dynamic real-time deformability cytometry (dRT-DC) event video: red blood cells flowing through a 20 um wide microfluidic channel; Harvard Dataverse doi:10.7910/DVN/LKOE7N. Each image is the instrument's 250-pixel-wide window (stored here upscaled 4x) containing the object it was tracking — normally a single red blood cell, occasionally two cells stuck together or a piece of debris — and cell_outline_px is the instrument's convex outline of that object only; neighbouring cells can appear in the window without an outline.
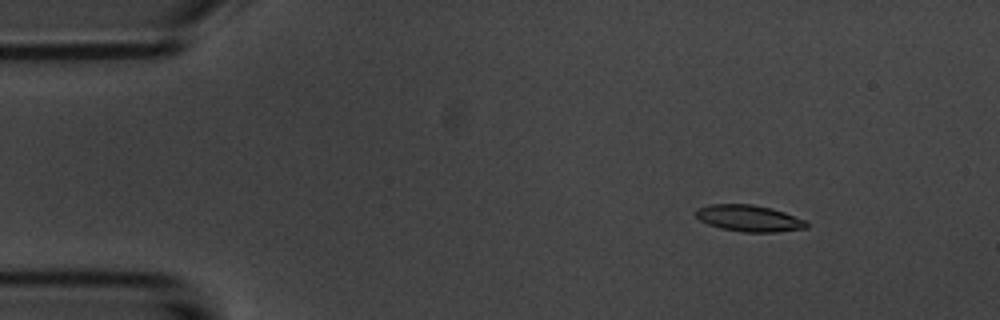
{"species": "common noctule bat (a hibernating species)", "species_latin": "Nyctalus noctula", "temperature_condition": "room temperature", "stored_images_in_passage": 6, "camera_frame_rate_fps": 3000, "um_per_image_px": 0.085, "animal": {"sex": "male", "body_mass_g": 20.1, "forearm_length_mm": 53.5}, "frame": {"image": 1, "passage_image": 2, "time_ms": 1.0, "image_size_px": [1000, 320], "cell_outline_px": [[808, 228], [776, 232], [744, 232], [720, 228], [708, 224], [700, 220], [692, 212], [696, 208], [708, 204], [752, 204], [772, 208], [784, 212], [804, 220], [808, 224]], "centroid_in_image_um": [63.62, 18.54], "position_along_channel_um": 21.4, "area_um2": 17.22}}
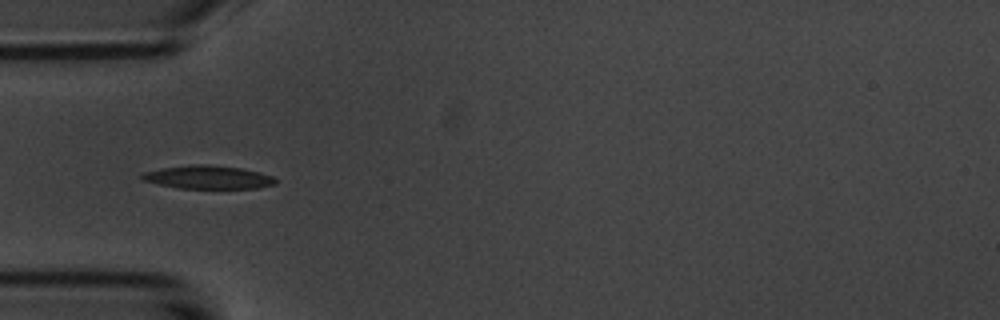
{"frame": {"image": 2, "passage_image": 5, "time_ms": 4.333, "image_size_px": [1000, 320], "cell_outline_px": [[276, 184], [256, 188], [176, 188], [144, 180], [140, 176], [144, 172], [160, 168], [192, 164], [208, 164], [244, 168], [260, 172], [272, 176], [276, 180]], "centroid_in_image_um": [17.71, 15.05], "position_along_channel_um": 67.3, "area_um2": 18.15}}